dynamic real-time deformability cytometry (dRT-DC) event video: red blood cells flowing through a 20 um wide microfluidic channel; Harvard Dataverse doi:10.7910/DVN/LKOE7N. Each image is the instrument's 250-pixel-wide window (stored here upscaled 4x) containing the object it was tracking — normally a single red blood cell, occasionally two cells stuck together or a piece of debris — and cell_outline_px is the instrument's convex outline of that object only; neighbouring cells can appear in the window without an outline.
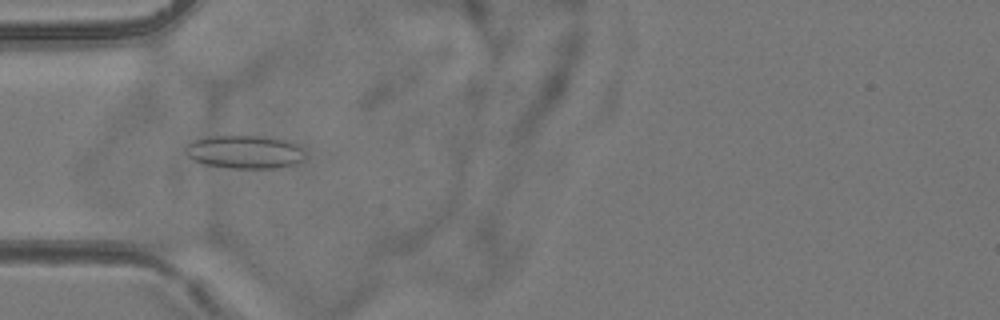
{"species": "common noctule bat (a hibernating species)", "species_latin": "Nyctalus noctula", "temperature_condition": "room temperature", "stored_images_in_passage": 8, "camera_frame_rate_fps": 3000, "um_per_image_px": 0.085, "animal": {"sex": "female", "body_mass_g": 24.6, "forearm_length_mm": 56.2}, "frame": {"image": 1, "passage_image": 4, "time_ms": 3.667, "image_size_px": [1000, 320], "cell_outline_px": [[304, 160], [296, 164], [276, 168], [232, 168], [204, 164], [188, 156], [184, 152], [184, 148], [192, 140], [208, 136], [264, 136], [288, 140], [296, 144], [304, 152]], "centroid_in_image_um": [20.8, 12.91], "position_along_channel_um": 64.2, "area_um2": 23.29}}
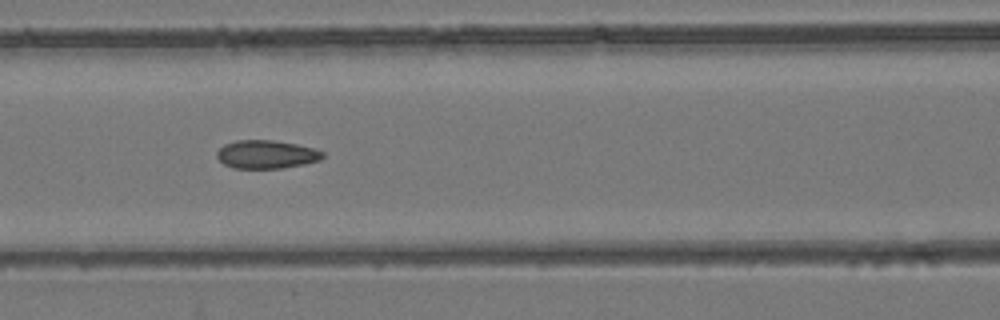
{"frame": {"image": 2, "passage_image": 6, "time_ms": 5.667, "image_size_px": [1000, 320], "cell_outline_px": [[324, 156], [320, 160], [304, 164], [280, 168], [232, 168], [224, 164], [216, 156], [216, 152], [224, 144], [236, 140], [272, 140], [296, 144], [316, 148], [324, 152]], "centroid_in_image_um": [22.65, 13.12], "position_along_channel_um": 144.0, "area_um2": 17.51}}
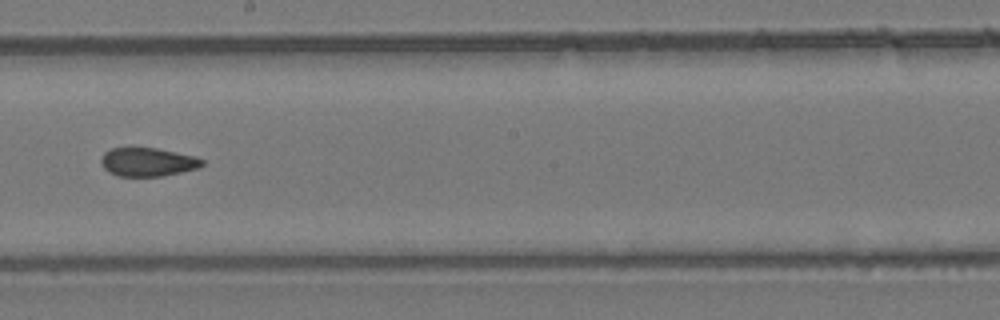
{"frame": {"image": 3, "passage_image": 8, "time_ms": 8.0, "image_size_px": [1000, 320], "cell_outline_px": [[204, 164], [200, 168], [160, 176], [120, 176], [108, 172], [104, 168], [100, 160], [100, 156], [104, 152], [112, 148], [156, 148], [196, 156], [204, 160]], "centroid_in_image_um": [12.56, 13.77], "position_along_channel_um": 235.6, "area_um2": 16.88}}